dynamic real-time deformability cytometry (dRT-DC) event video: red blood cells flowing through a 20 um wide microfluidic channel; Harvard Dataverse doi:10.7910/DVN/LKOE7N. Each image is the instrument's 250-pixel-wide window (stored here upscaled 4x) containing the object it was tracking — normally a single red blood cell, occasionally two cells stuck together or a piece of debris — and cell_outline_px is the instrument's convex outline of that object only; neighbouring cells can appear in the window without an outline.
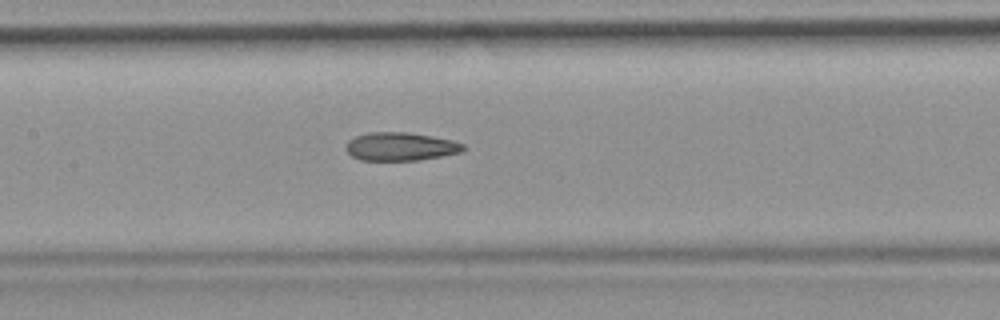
{"species": "common noctule bat (a hibernating species)", "species_latin": "Nyctalus noctula", "temperature_condition": "room temperature", "stored_images_in_passage": 48, "camera_frame_rate_fps": 3000, "um_per_image_px": 0.085, "animal": {"sex": "female", "body_mass_g": 19.9}, "frame": {"image": 1, "passage_image": 21, "time_ms": 6.667, "image_size_px": [1000, 320], "cell_outline_px": [[464, 148], [460, 152], [420, 160], [360, 160], [352, 156], [344, 148], [348, 140], [356, 136], [368, 132], [408, 132], [432, 136], [452, 140], [464, 144]], "centroid_in_image_um": [34.0, 12.45], "position_along_channel_um": 173.4, "area_um2": 19.31}, "authors_computed_cell_mechanics": {"area_um2": 19.7676, "velocity_mm_per_s": 3.854, "shape_relaxation_time_tau1_ms": null, "shape_relaxation_time_tau2_ms": 3.6283, "deformation_change_tau1": null, "deformation_change_tau2": 0.1292}}